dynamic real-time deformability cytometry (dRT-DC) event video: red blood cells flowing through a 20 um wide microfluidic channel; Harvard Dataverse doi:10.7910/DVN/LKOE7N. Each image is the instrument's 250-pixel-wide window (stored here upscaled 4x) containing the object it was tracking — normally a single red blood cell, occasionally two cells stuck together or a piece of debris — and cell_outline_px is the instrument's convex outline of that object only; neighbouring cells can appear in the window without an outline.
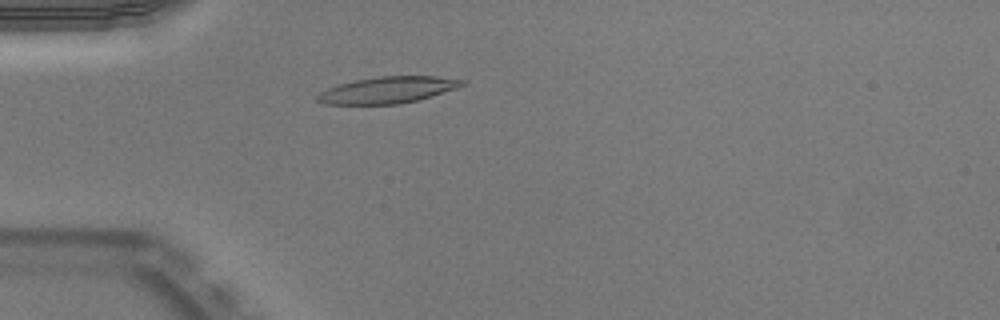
{"species": "Egyptian fruit bat (a non-hibernating species)", "species_latin": "Rousettus aegyptiacus", "temperature_condition": "warm", "stored_images_in_passage": 49, "camera_frame_rate_fps": 3000, "um_per_image_px": 0.085, "animal": {"sex": "male"}, "frame": {"image": 1, "passage_image": 13, "time_ms": 4.0, "image_size_px": [1000, 320], "cell_outline_px": [[464, 84], [456, 88], [416, 100], [400, 104], [328, 104], [316, 100], [316, 96], [320, 92], [328, 88], [340, 84], [356, 80], [380, 76], [436, 76], [464, 80]], "centroid_in_image_um": [32.93, 7.64], "position_along_channel_um": 52.1, "area_um2": 21.96}}
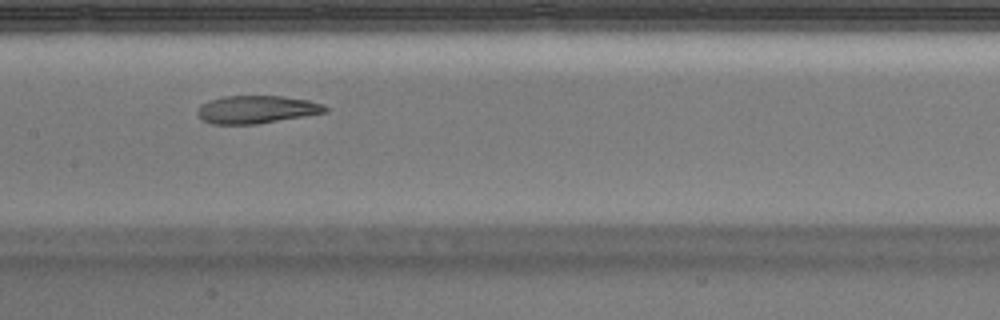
{"frame": {"image": 2, "passage_image": 24, "time_ms": 7.667, "image_size_px": [1000, 320], "cell_outline_px": [[328, 112], [256, 124], [212, 124], [204, 120], [196, 112], [200, 104], [208, 100], [224, 96], [284, 96], [308, 100], [324, 104], [328, 108]], "centroid_in_image_um": [21.81, 9.3], "position_along_channel_um": 185.6, "area_um2": 20.75}}
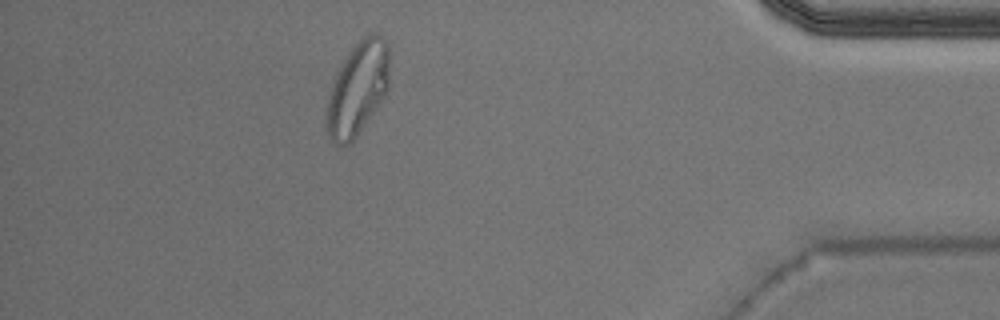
{"frame": {"image": 3, "passage_image": 44, "time_ms": 14.333, "image_size_px": [1000, 320], "cell_outline_px": [[388, 88], [380, 104], [352, 144], [332, 144], [328, 136], [328, 96], [336, 72], [352, 48], [368, 32], [380, 36], [388, 44]], "centroid_in_image_um": [30.41, 7.57], "position_along_channel_um": 404.8, "area_um2": 33.81}, "authors_computed_cell_mechanics": {"area_um2": 22.542, "velocity_mm_per_s": 3.9212, "shape_relaxation_time_tau1_ms": null, "shape_relaxation_time_tau2_ms": 1.7057, "deformation_change_tau1": null, "deformation_change_tau2": 0.0865}}